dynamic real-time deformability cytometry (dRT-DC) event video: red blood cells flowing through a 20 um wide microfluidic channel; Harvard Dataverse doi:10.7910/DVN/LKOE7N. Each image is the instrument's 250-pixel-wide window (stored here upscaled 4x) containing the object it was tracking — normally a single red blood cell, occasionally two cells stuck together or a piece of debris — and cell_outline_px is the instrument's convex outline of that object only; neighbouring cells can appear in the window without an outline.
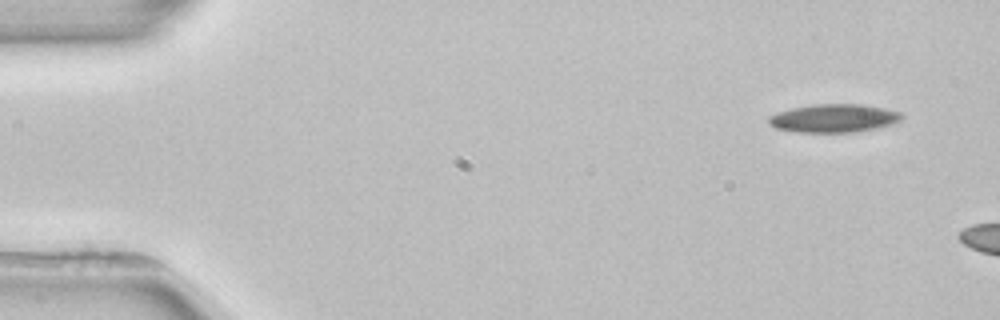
{"species": "common noctule bat (a hibernating species)", "species_latin": "Nyctalus noctula", "temperature_condition": "room temperature", "stored_images_in_passage": 3, "camera_frame_rate_fps": 3000, "um_per_image_px": 0.085, "animal": {"sex": "female", "body_mass_g": 22.7, "forearm_length_mm": 54.2}, "frame": {"image": 1, "passage_image": 1, "time_ms": 0.0, "image_size_px": [1000, 320], "cell_outline_px": [[904, 116], [900, 120], [892, 124], [876, 128], [856, 132], [796, 132], [776, 128], [768, 124], [768, 116], [776, 112], [792, 108], [816, 104], [860, 104], [884, 108], [900, 112]], "centroid_in_image_um": [70.85, 10.05], "position_along_channel_um": 14.1, "area_um2": 21.96}}